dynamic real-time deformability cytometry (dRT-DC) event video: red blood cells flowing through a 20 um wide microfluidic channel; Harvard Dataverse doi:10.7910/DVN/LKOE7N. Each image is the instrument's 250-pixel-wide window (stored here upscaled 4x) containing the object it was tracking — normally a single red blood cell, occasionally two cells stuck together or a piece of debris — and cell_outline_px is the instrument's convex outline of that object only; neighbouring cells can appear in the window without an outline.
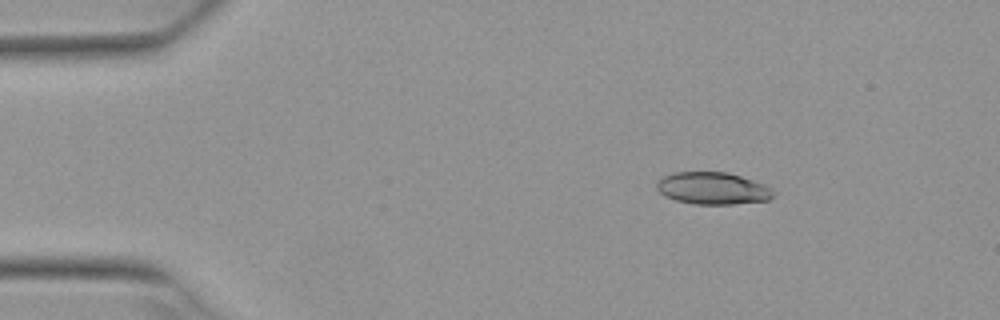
{"species": "Egyptian fruit bat (a non-hibernating species)", "species_latin": "Rousettus aegyptiacus", "temperature_condition": "warm", "stored_images_in_passage": 4, "camera_frame_rate_fps": 3000, "um_per_image_px": 0.085, "animal": {"sex": "female"}, "frame": {"image": 1, "passage_image": 2, "time_ms": 0.333, "image_size_px": [1000, 320], "cell_outline_px": [[776, 192], [768, 200], [732, 204], [692, 204], [676, 200], [664, 196], [656, 188], [656, 184], [664, 176], [676, 172], [728, 172], [764, 184], [772, 188]], "centroid_in_image_um": [60.59, 16.01], "position_along_channel_um": 24.4, "area_um2": 21.79}}